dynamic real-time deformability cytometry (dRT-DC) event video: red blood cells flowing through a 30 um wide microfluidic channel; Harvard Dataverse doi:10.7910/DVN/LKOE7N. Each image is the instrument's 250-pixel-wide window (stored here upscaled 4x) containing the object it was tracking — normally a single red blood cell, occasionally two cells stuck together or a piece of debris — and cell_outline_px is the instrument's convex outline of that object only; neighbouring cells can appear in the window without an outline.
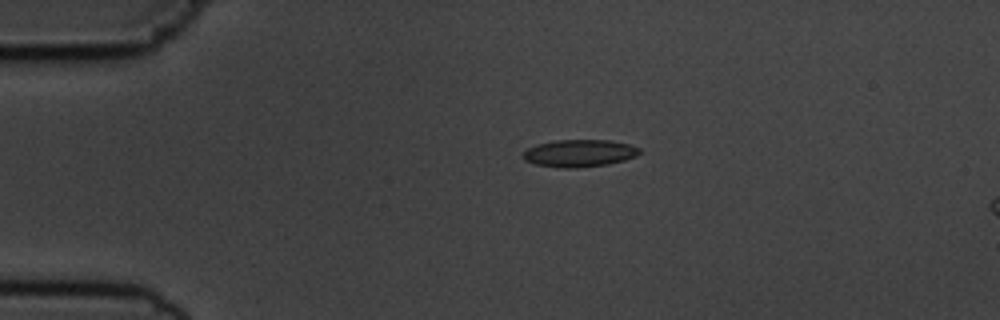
{"species": "common noctule bat (a hibernating species)", "species_latin": "Nyctalus noctula", "temperature_condition": "cold", "stored_images_in_passage": 3, "camera_frame_rate_fps": 3000, "um_per_image_px": 0.085, "animal": {"sex": "male", "body_mass_g": 19.5, "forearm_length_mm": 54.6}, "frame": {"image": 1, "passage_image": 1, "time_ms": 0.0, "image_size_px": [1000, 320], "cell_outline_px": [[640, 152], [636, 156], [624, 160], [608, 164], [576, 168], [560, 168], [536, 164], [524, 160], [520, 156], [528, 148], [536, 144], [556, 140], [612, 140], [628, 144], [640, 148]], "centroid_in_image_um": [49.22, 13.02], "position_along_channel_um": 35.8, "area_um2": 18.61}}